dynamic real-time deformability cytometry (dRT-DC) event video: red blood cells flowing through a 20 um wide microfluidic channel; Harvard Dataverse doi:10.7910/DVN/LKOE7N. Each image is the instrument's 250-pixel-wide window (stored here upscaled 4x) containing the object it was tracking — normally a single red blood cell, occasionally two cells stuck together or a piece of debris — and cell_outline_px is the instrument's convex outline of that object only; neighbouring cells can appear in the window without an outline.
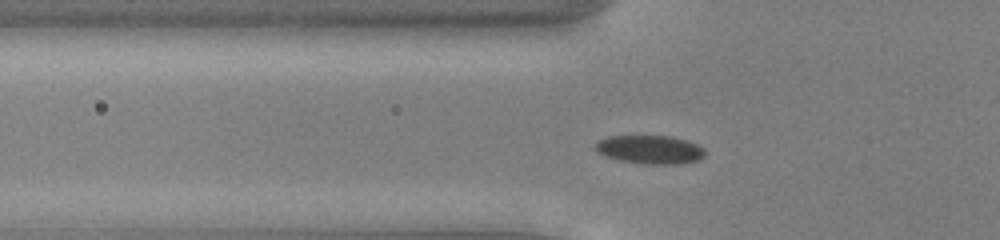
{"species": "common noctule bat (a hibernating species)", "species_latin": "Nyctalus noctula", "temperature_condition": "cold", "stored_images_in_passage": 45, "camera_frame_rate_fps": 3000, "um_per_image_px": 0.085, "animal": {"sex": "male", "body_mass_g": 13.0, "forearm_length_mm": 53.1}, "frame": {"image": 1, "passage_image": 10, "time_ms": 3.0, "image_size_px": [1000, 240], "cell_outline_px": [[704, 156], [700, 160], [680, 164], [644, 164], [620, 160], [604, 156], [596, 152], [596, 140], [608, 136], [672, 136], [688, 140], [704, 148]], "centroid_in_image_um": [55.25, 12.71], "position_along_channel_um": 70.6, "area_um2": 18.44}}
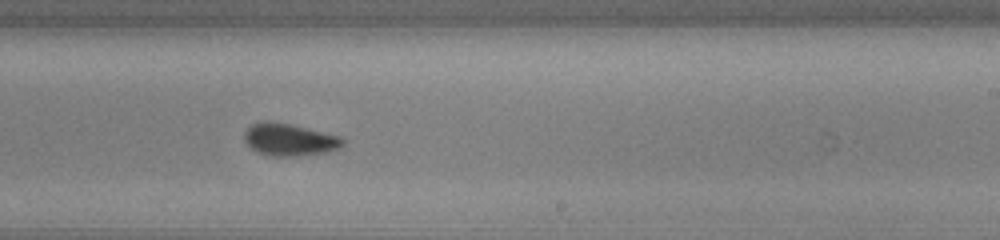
{"frame": {"image": 2, "passage_image": 25, "time_ms": 8.0, "image_size_px": [1000, 240], "cell_outline_px": [[344, 144], [340, 148], [328, 152], [292, 156], [272, 156], [260, 152], [252, 148], [244, 140], [244, 132], [252, 124], [264, 120], [272, 120], [292, 124], [340, 136], [344, 140]], "centroid_in_image_um": [24.61, 11.85], "position_along_channel_um": 264.4, "area_um2": 18.55}}
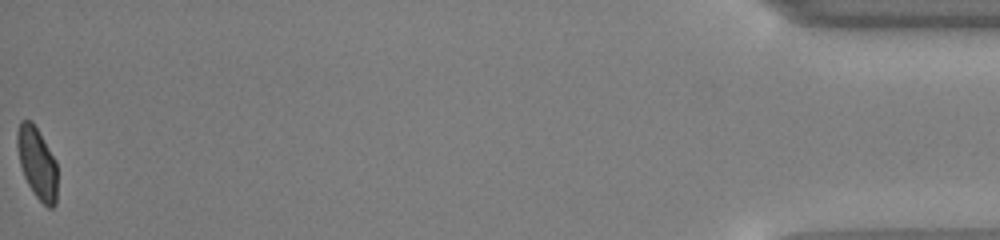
{"frame": {"image": 3, "passage_image": 45, "time_ms": 14.667, "image_size_px": [1000, 240], "cell_outline_px": [[56, 204], [52, 208], [48, 208], [36, 196], [28, 184], [24, 176], [20, 164], [16, 144], [16, 132], [20, 120], [32, 120], [56, 160]], "centroid_in_image_um": [3.14, 13.82], "position_along_channel_um": 432.1, "area_um2": 16.7}, "authors_computed_cell_mechanics": {"area_um2": 18.2648, "velocity_mm_per_s": 3.9018, "shape_relaxation_time_tau1_ms": 3.352, "shape_relaxation_time_tau2_ms": 1.4896, "deformation_change_tau1": 0.0822, "deformation_change_tau2": 0.0476}}